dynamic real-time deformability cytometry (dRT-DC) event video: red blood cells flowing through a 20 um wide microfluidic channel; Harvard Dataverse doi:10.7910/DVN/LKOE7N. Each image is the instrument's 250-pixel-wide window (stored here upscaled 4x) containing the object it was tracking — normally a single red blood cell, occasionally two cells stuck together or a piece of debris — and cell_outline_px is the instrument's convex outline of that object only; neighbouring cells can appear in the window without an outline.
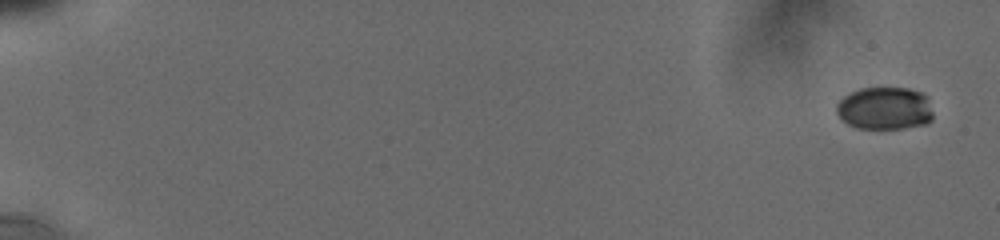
{"species": "human", "species_latin": "Homo sapiens", "temperature_condition": "cold", "stored_images_in_passage": 73, "camera_frame_rate_fps": 3000, "um_per_image_px": 0.085, "donor": {"sex": "male"}, "frame": {"image": 1, "passage_image": 1, "time_ms": 0.0, "image_size_px": [1000, 240], "cell_outline_px": [[932, 120], [928, 124], [904, 128], [856, 128], [840, 120], [836, 112], [836, 104], [844, 96], [860, 88], [908, 88], [920, 92], [924, 96], [932, 112]], "centroid_in_image_um": [75.16, 9.22], "position_along_channel_um": 9.8, "area_um2": 23.99}}
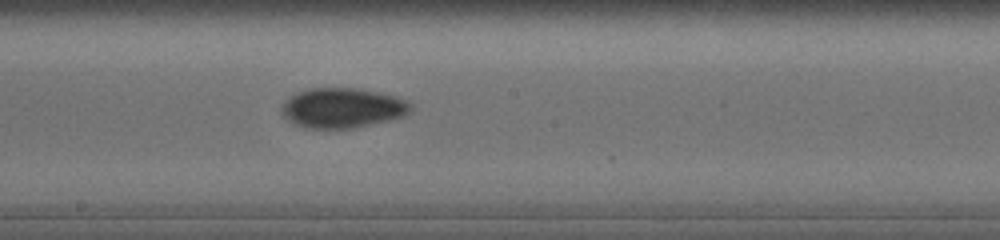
{"frame": {"image": 2, "passage_image": 33, "time_ms": 10.667, "image_size_px": [1000, 240], "cell_outline_px": [[412, 112], [404, 116], [388, 120], [352, 128], [308, 128], [296, 124], [288, 120], [284, 116], [284, 100], [296, 92], [312, 88], [356, 88], [396, 96], [408, 100], [412, 104]], "centroid_in_image_um": [29.16, 9.16], "position_along_channel_um": 219.0, "area_um2": 29.82}}
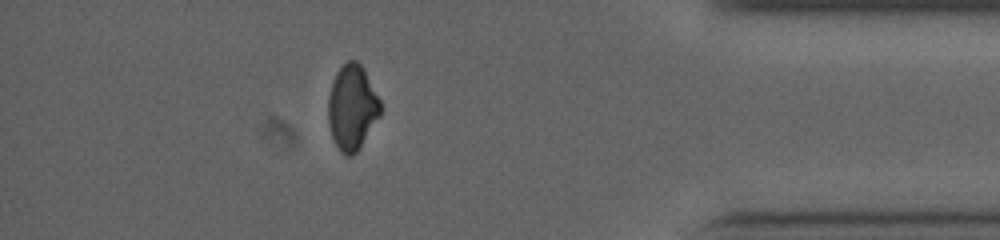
{"frame": {"image": 3, "passage_image": 60, "time_ms": 16.333, "image_size_px": [1000, 240], "cell_outline_px": [[380, 116], [360, 148], [352, 156], [344, 156], [340, 152], [332, 136], [328, 124], [328, 96], [332, 80], [336, 72], [348, 60], [356, 60], [364, 68], [380, 100]], "centroid_in_image_um": [29.92, 9.14], "position_along_channel_um": 405.3, "area_um2": 26.07}, "authors_computed_cell_mechanics": {"area_um2": 26.877, "velocity_mm_per_s": 3.8251, "shape_relaxation_time_tau1_ms": 6.5669, "shape_relaxation_time_tau2_ms": 4.9902, "deformation_change_tau1": 0.1538, "deformation_change_tau2": 0.0729}}